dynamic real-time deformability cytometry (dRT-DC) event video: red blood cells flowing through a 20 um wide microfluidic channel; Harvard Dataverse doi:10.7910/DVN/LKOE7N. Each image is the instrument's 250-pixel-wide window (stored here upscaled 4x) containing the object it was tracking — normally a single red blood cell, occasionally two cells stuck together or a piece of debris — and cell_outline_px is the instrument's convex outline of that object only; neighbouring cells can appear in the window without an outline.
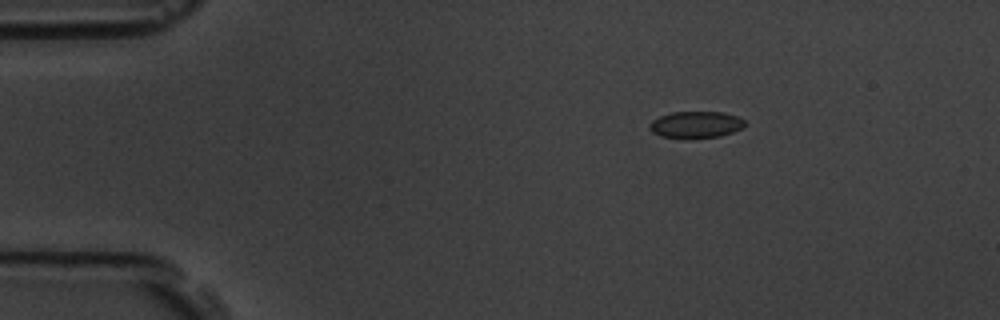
{"species": "common noctule bat (a hibernating species)", "species_latin": "Nyctalus noctula", "temperature_condition": "room temperature", "stored_images_in_passage": 6, "camera_frame_rate_fps": 3000, "um_per_image_px": 0.085, "animal": {"sex": "male", "body_mass_g": 19.5, "forearm_length_mm": 54.6}, "frame": {"image": 1, "passage_image": 3, "time_ms": 0.667, "image_size_px": [1000, 320], "cell_outline_px": [[748, 124], [732, 132], [720, 136], [688, 140], [660, 136], [652, 132], [648, 128], [648, 124], [652, 120], [660, 116], [672, 112], [724, 112], [736, 116], [744, 120]], "centroid_in_image_um": [59.11, 10.62], "position_along_channel_um": 25.9, "area_um2": 15.2}}
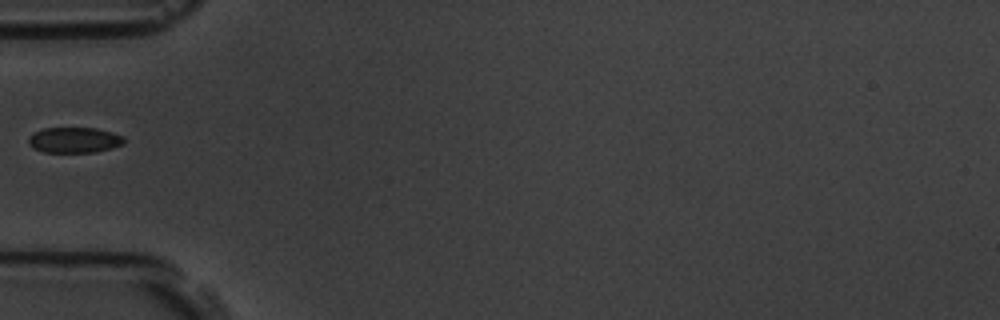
{"frame": {"image": 2, "passage_image": 6, "time_ms": 1.667, "image_size_px": [1000, 320], "cell_outline_px": [[124, 144], [112, 148], [96, 152], [44, 152], [32, 148], [28, 144], [28, 136], [32, 132], [44, 128], [96, 128], [112, 132], [124, 136]], "centroid_in_image_um": [6.29, 11.9], "position_along_channel_um": 78.7, "area_um2": 14.45}}